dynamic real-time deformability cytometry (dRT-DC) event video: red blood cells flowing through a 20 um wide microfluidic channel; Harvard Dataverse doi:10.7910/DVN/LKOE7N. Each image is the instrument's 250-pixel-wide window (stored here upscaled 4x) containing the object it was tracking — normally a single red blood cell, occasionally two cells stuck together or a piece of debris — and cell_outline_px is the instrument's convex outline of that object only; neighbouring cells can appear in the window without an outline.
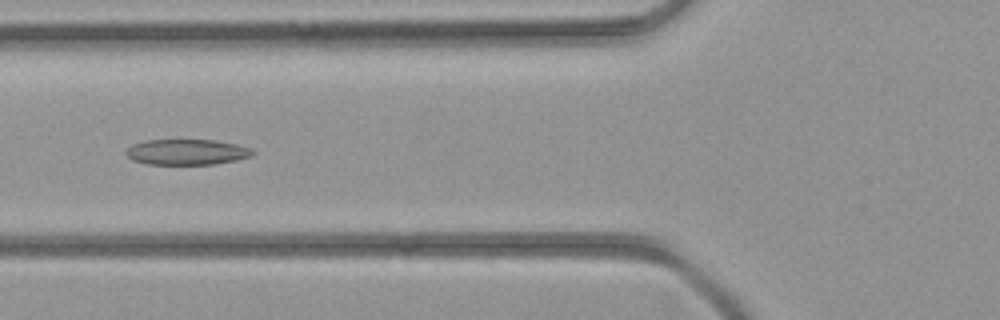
{"species": "common noctule bat (a hibernating species)", "species_latin": "Nyctalus noctula", "temperature_condition": "room temperature", "stored_images_in_passage": 36, "camera_frame_rate_fps": 3000, "um_per_image_px": 0.085, "animal": {"sex": "female", "body_mass_g": 21.9}, "frame": {"image": 1, "passage_image": 9, "time_ms": 2.667, "image_size_px": [1000, 320], "cell_outline_px": [[256, 152], [252, 156], [236, 160], [212, 164], [148, 164], [132, 160], [124, 152], [132, 144], [148, 140], [216, 140], [236, 144], [252, 148]], "centroid_in_image_um": [15.9, 12.92], "position_along_channel_um": 109.9, "area_um2": 18.9}}
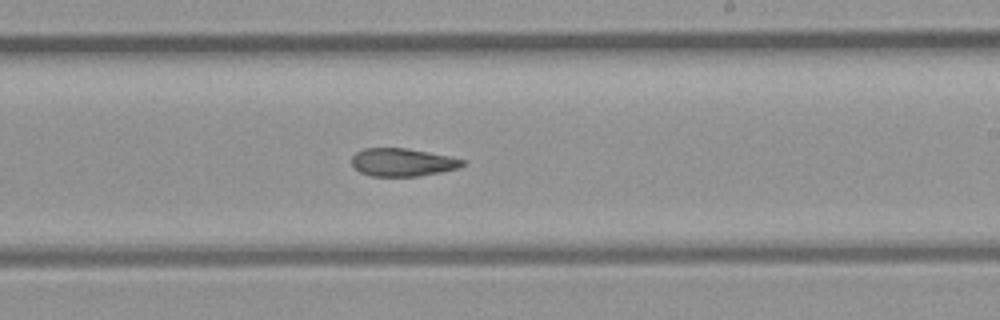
{"frame": {"image": 2, "passage_image": 18, "time_ms": 5.667, "image_size_px": [1000, 320], "cell_outline_px": [[468, 160], [460, 168], [420, 176], [372, 176], [360, 172], [352, 164], [352, 156], [356, 152], [364, 148], [408, 148], [452, 156]], "centroid_in_image_um": [34.27, 13.78], "position_along_channel_um": 254.7, "area_um2": 18.26}}
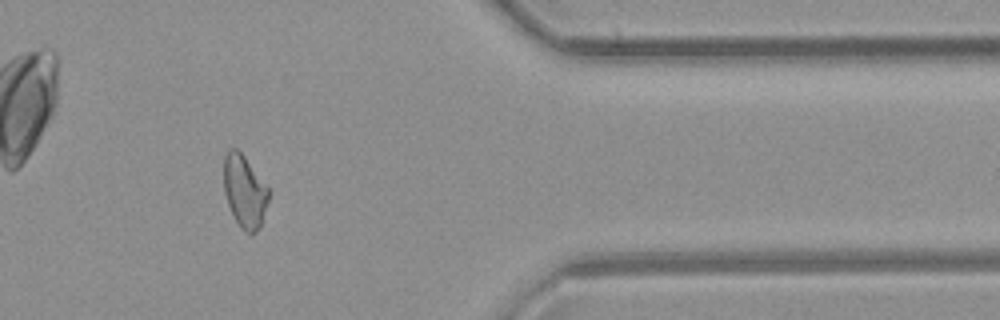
{"frame": {"image": 3, "passage_image": 28, "time_ms": 9.0, "image_size_px": [1000, 320], "cell_outline_px": [[268, 200], [260, 224], [252, 236], [244, 232], [240, 228], [228, 204], [224, 192], [224, 156], [228, 148], [236, 148], [244, 156], [268, 188]], "centroid_in_image_um": [20.76, 16.26], "position_along_channel_um": 390.6, "area_um2": 18.61}}